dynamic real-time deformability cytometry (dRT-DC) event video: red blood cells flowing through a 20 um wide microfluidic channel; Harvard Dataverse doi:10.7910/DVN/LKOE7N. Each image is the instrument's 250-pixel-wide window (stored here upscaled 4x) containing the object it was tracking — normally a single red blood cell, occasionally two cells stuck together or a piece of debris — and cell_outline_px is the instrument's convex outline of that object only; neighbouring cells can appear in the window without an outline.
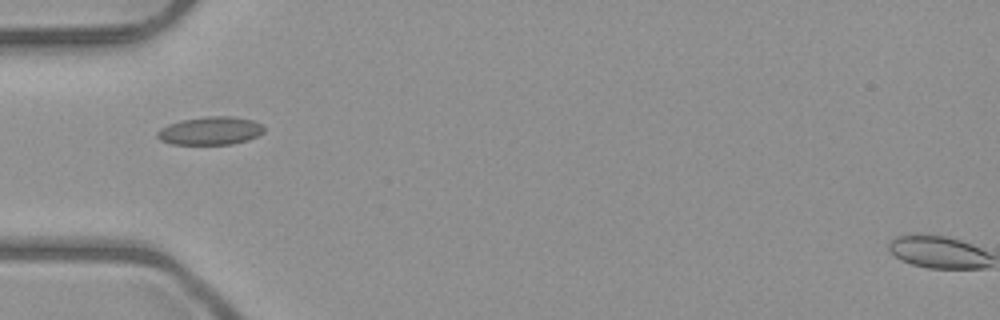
{"species": "common noctule bat (a hibernating species)", "species_latin": "Nyctalus noctula", "temperature_condition": "room temperature", "stored_images_in_passage": 5, "camera_frame_rate_fps": 3000, "um_per_image_px": 0.085, "animal": {"sex": "male", "body_mass_g": 23.1, "forearm_length_mm": 52.7}, "frame": {"image": 1, "passage_image": 5, "time_ms": 4.667, "image_size_px": [1000, 320], "cell_outline_px": [[264, 132], [248, 140], [232, 144], [172, 144], [160, 140], [156, 136], [156, 132], [160, 128], [168, 124], [180, 120], [208, 116], [232, 116], [252, 120], [260, 124], [264, 128]], "centroid_in_image_um": [17.85, 11.11], "position_along_channel_um": 67.2, "area_um2": 17.51}}